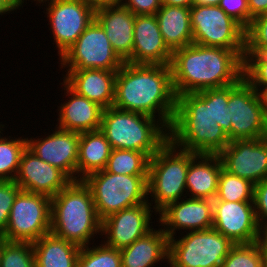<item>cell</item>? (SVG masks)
<instances>
[{"instance_id":"35","label":"cell","mask_w":267,"mask_h":267,"mask_svg":"<svg viewBox=\"0 0 267 267\" xmlns=\"http://www.w3.org/2000/svg\"><path fill=\"white\" fill-rule=\"evenodd\" d=\"M243 78L257 92L267 87V55L264 52H245Z\"/></svg>"},{"instance_id":"45","label":"cell","mask_w":267,"mask_h":267,"mask_svg":"<svg viewBox=\"0 0 267 267\" xmlns=\"http://www.w3.org/2000/svg\"><path fill=\"white\" fill-rule=\"evenodd\" d=\"M162 5L191 7L193 0H161Z\"/></svg>"},{"instance_id":"4","label":"cell","mask_w":267,"mask_h":267,"mask_svg":"<svg viewBox=\"0 0 267 267\" xmlns=\"http://www.w3.org/2000/svg\"><path fill=\"white\" fill-rule=\"evenodd\" d=\"M101 225L91 190L83 180L71 181L51 198L50 232L55 236L86 247L97 234L101 238Z\"/></svg>"},{"instance_id":"24","label":"cell","mask_w":267,"mask_h":267,"mask_svg":"<svg viewBox=\"0 0 267 267\" xmlns=\"http://www.w3.org/2000/svg\"><path fill=\"white\" fill-rule=\"evenodd\" d=\"M223 168L218 154H196L189 163L186 176V193L190 198L214 200L218 179Z\"/></svg>"},{"instance_id":"15","label":"cell","mask_w":267,"mask_h":267,"mask_svg":"<svg viewBox=\"0 0 267 267\" xmlns=\"http://www.w3.org/2000/svg\"><path fill=\"white\" fill-rule=\"evenodd\" d=\"M218 155L233 175L253 184L267 179V137L231 141Z\"/></svg>"},{"instance_id":"44","label":"cell","mask_w":267,"mask_h":267,"mask_svg":"<svg viewBox=\"0 0 267 267\" xmlns=\"http://www.w3.org/2000/svg\"><path fill=\"white\" fill-rule=\"evenodd\" d=\"M80 1L92 6L94 9L121 3V0H80Z\"/></svg>"},{"instance_id":"47","label":"cell","mask_w":267,"mask_h":267,"mask_svg":"<svg viewBox=\"0 0 267 267\" xmlns=\"http://www.w3.org/2000/svg\"><path fill=\"white\" fill-rule=\"evenodd\" d=\"M261 249L264 257V267H267V231L264 232L260 239Z\"/></svg>"},{"instance_id":"28","label":"cell","mask_w":267,"mask_h":267,"mask_svg":"<svg viewBox=\"0 0 267 267\" xmlns=\"http://www.w3.org/2000/svg\"><path fill=\"white\" fill-rule=\"evenodd\" d=\"M33 244L36 267H77L81 247L51 232Z\"/></svg>"},{"instance_id":"36","label":"cell","mask_w":267,"mask_h":267,"mask_svg":"<svg viewBox=\"0 0 267 267\" xmlns=\"http://www.w3.org/2000/svg\"><path fill=\"white\" fill-rule=\"evenodd\" d=\"M228 104V86L220 88H211V114L231 142V118L229 115Z\"/></svg>"},{"instance_id":"17","label":"cell","mask_w":267,"mask_h":267,"mask_svg":"<svg viewBox=\"0 0 267 267\" xmlns=\"http://www.w3.org/2000/svg\"><path fill=\"white\" fill-rule=\"evenodd\" d=\"M54 130L50 135L49 133L45 135V138L27 137V148L41 160L59 168L72 181H77L80 133L57 126Z\"/></svg>"},{"instance_id":"32","label":"cell","mask_w":267,"mask_h":267,"mask_svg":"<svg viewBox=\"0 0 267 267\" xmlns=\"http://www.w3.org/2000/svg\"><path fill=\"white\" fill-rule=\"evenodd\" d=\"M94 241L86 247H81L77 258V267H122L121 253L119 249L101 244L96 245Z\"/></svg>"},{"instance_id":"48","label":"cell","mask_w":267,"mask_h":267,"mask_svg":"<svg viewBox=\"0 0 267 267\" xmlns=\"http://www.w3.org/2000/svg\"><path fill=\"white\" fill-rule=\"evenodd\" d=\"M258 93L262 102L264 113L267 117V87H263Z\"/></svg>"},{"instance_id":"51","label":"cell","mask_w":267,"mask_h":267,"mask_svg":"<svg viewBox=\"0 0 267 267\" xmlns=\"http://www.w3.org/2000/svg\"><path fill=\"white\" fill-rule=\"evenodd\" d=\"M23 4H24V2H26L27 0H20ZM29 1V0H28Z\"/></svg>"},{"instance_id":"46","label":"cell","mask_w":267,"mask_h":267,"mask_svg":"<svg viewBox=\"0 0 267 267\" xmlns=\"http://www.w3.org/2000/svg\"><path fill=\"white\" fill-rule=\"evenodd\" d=\"M221 0H193L192 6H218Z\"/></svg>"},{"instance_id":"10","label":"cell","mask_w":267,"mask_h":267,"mask_svg":"<svg viewBox=\"0 0 267 267\" xmlns=\"http://www.w3.org/2000/svg\"><path fill=\"white\" fill-rule=\"evenodd\" d=\"M193 43L245 50V29L219 6H191Z\"/></svg>"},{"instance_id":"30","label":"cell","mask_w":267,"mask_h":267,"mask_svg":"<svg viewBox=\"0 0 267 267\" xmlns=\"http://www.w3.org/2000/svg\"><path fill=\"white\" fill-rule=\"evenodd\" d=\"M150 158L142 152L112 149L105 170L124 175H148Z\"/></svg>"},{"instance_id":"12","label":"cell","mask_w":267,"mask_h":267,"mask_svg":"<svg viewBox=\"0 0 267 267\" xmlns=\"http://www.w3.org/2000/svg\"><path fill=\"white\" fill-rule=\"evenodd\" d=\"M231 141L266 137V115L259 93L242 77L228 85Z\"/></svg>"},{"instance_id":"26","label":"cell","mask_w":267,"mask_h":267,"mask_svg":"<svg viewBox=\"0 0 267 267\" xmlns=\"http://www.w3.org/2000/svg\"><path fill=\"white\" fill-rule=\"evenodd\" d=\"M155 15L163 40L172 52L193 43L190 7L162 5Z\"/></svg>"},{"instance_id":"43","label":"cell","mask_w":267,"mask_h":267,"mask_svg":"<svg viewBox=\"0 0 267 267\" xmlns=\"http://www.w3.org/2000/svg\"><path fill=\"white\" fill-rule=\"evenodd\" d=\"M23 4L20 0H0V15L11 13L16 9L23 8Z\"/></svg>"},{"instance_id":"29","label":"cell","mask_w":267,"mask_h":267,"mask_svg":"<svg viewBox=\"0 0 267 267\" xmlns=\"http://www.w3.org/2000/svg\"><path fill=\"white\" fill-rule=\"evenodd\" d=\"M4 127L5 125L0 123V180L14 181L22 154L27 148V138L4 137Z\"/></svg>"},{"instance_id":"13","label":"cell","mask_w":267,"mask_h":267,"mask_svg":"<svg viewBox=\"0 0 267 267\" xmlns=\"http://www.w3.org/2000/svg\"><path fill=\"white\" fill-rule=\"evenodd\" d=\"M46 5L53 43L60 58L95 19V9L80 0H33ZM50 1V2H49ZM47 2V3H46ZM48 4V5H47ZM55 42V43H54Z\"/></svg>"},{"instance_id":"42","label":"cell","mask_w":267,"mask_h":267,"mask_svg":"<svg viewBox=\"0 0 267 267\" xmlns=\"http://www.w3.org/2000/svg\"><path fill=\"white\" fill-rule=\"evenodd\" d=\"M250 12V24L252 19L264 15L267 11V0H247Z\"/></svg>"},{"instance_id":"8","label":"cell","mask_w":267,"mask_h":267,"mask_svg":"<svg viewBox=\"0 0 267 267\" xmlns=\"http://www.w3.org/2000/svg\"><path fill=\"white\" fill-rule=\"evenodd\" d=\"M169 239V267H221L235 245L213 227Z\"/></svg>"},{"instance_id":"23","label":"cell","mask_w":267,"mask_h":267,"mask_svg":"<svg viewBox=\"0 0 267 267\" xmlns=\"http://www.w3.org/2000/svg\"><path fill=\"white\" fill-rule=\"evenodd\" d=\"M65 72L63 81L77 94L104 109L113 106L117 71L82 69Z\"/></svg>"},{"instance_id":"49","label":"cell","mask_w":267,"mask_h":267,"mask_svg":"<svg viewBox=\"0 0 267 267\" xmlns=\"http://www.w3.org/2000/svg\"><path fill=\"white\" fill-rule=\"evenodd\" d=\"M1 254H2V236L0 235V264H1Z\"/></svg>"},{"instance_id":"27","label":"cell","mask_w":267,"mask_h":267,"mask_svg":"<svg viewBox=\"0 0 267 267\" xmlns=\"http://www.w3.org/2000/svg\"><path fill=\"white\" fill-rule=\"evenodd\" d=\"M111 150L110 143L100 129L80 133L77 181L84 179L90 173L104 170Z\"/></svg>"},{"instance_id":"22","label":"cell","mask_w":267,"mask_h":267,"mask_svg":"<svg viewBox=\"0 0 267 267\" xmlns=\"http://www.w3.org/2000/svg\"><path fill=\"white\" fill-rule=\"evenodd\" d=\"M60 85H63L65 98L69 99L58 106L56 126L77 133L100 129L104 108L77 94L64 81Z\"/></svg>"},{"instance_id":"25","label":"cell","mask_w":267,"mask_h":267,"mask_svg":"<svg viewBox=\"0 0 267 267\" xmlns=\"http://www.w3.org/2000/svg\"><path fill=\"white\" fill-rule=\"evenodd\" d=\"M122 267H154L158 262H167L169 238L162 227L152 229L131 245L120 249Z\"/></svg>"},{"instance_id":"39","label":"cell","mask_w":267,"mask_h":267,"mask_svg":"<svg viewBox=\"0 0 267 267\" xmlns=\"http://www.w3.org/2000/svg\"><path fill=\"white\" fill-rule=\"evenodd\" d=\"M218 6L245 30L250 26V12L247 0H221Z\"/></svg>"},{"instance_id":"5","label":"cell","mask_w":267,"mask_h":267,"mask_svg":"<svg viewBox=\"0 0 267 267\" xmlns=\"http://www.w3.org/2000/svg\"><path fill=\"white\" fill-rule=\"evenodd\" d=\"M100 130L112 149L134 150L149 158L169 140V129L160 120L114 106L104 109Z\"/></svg>"},{"instance_id":"7","label":"cell","mask_w":267,"mask_h":267,"mask_svg":"<svg viewBox=\"0 0 267 267\" xmlns=\"http://www.w3.org/2000/svg\"><path fill=\"white\" fill-rule=\"evenodd\" d=\"M147 178L148 175L114 174L104 169L90 173L82 180L91 190L97 215L102 221L122 209L149 204Z\"/></svg>"},{"instance_id":"41","label":"cell","mask_w":267,"mask_h":267,"mask_svg":"<svg viewBox=\"0 0 267 267\" xmlns=\"http://www.w3.org/2000/svg\"><path fill=\"white\" fill-rule=\"evenodd\" d=\"M121 3L137 15H154L161 8V0H121Z\"/></svg>"},{"instance_id":"40","label":"cell","mask_w":267,"mask_h":267,"mask_svg":"<svg viewBox=\"0 0 267 267\" xmlns=\"http://www.w3.org/2000/svg\"><path fill=\"white\" fill-rule=\"evenodd\" d=\"M256 218L263 232L267 231V179L254 185Z\"/></svg>"},{"instance_id":"20","label":"cell","mask_w":267,"mask_h":267,"mask_svg":"<svg viewBox=\"0 0 267 267\" xmlns=\"http://www.w3.org/2000/svg\"><path fill=\"white\" fill-rule=\"evenodd\" d=\"M132 64L170 65L172 51L163 40L156 15H137L133 29Z\"/></svg>"},{"instance_id":"21","label":"cell","mask_w":267,"mask_h":267,"mask_svg":"<svg viewBox=\"0 0 267 267\" xmlns=\"http://www.w3.org/2000/svg\"><path fill=\"white\" fill-rule=\"evenodd\" d=\"M135 18L122 3L95 9V20L104 29L114 52L127 63H132Z\"/></svg>"},{"instance_id":"50","label":"cell","mask_w":267,"mask_h":267,"mask_svg":"<svg viewBox=\"0 0 267 267\" xmlns=\"http://www.w3.org/2000/svg\"><path fill=\"white\" fill-rule=\"evenodd\" d=\"M266 137H267V117H266Z\"/></svg>"},{"instance_id":"16","label":"cell","mask_w":267,"mask_h":267,"mask_svg":"<svg viewBox=\"0 0 267 267\" xmlns=\"http://www.w3.org/2000/svg\"><path fill=\"white\" fill-rule=\"evenodd\" d=\"M154 212L150 204H139L108 216L102 220L101 238L104 235L105 239L102 242L119 250L131 245L153 229Z\"/></svg>"},{"instance_id":"1","label":"cell","mask_w":267,"mask_h":267,"mask_svg":"<svg viewBox=\"0 0 267 267\" xmlns=\"http://www.w3.org/2000/svg\"><path fill=\"white\" fill-rule=\"evenodd\" d=\"M176 102L170 65L124 62L117 71L114 107L155 117L169 129Z\"/></svg>"},{"instance_id":"3","label":"cell","mask_w":267,"mask_h":267,"mask_svg":"<svg viewBox=\"0 0 267 267\" xmlns=\"http://www.w3.org/2000/svg\"><path fill=\"white\" fill-rule=\"evenodd\" d=\"M169 141L196 154H219L230 139L211 114V88L177 96Z\"/></svg>"},{"instance_id":"14","label":"cell","mask_w":267,"mask_h":267,"mask_svg":"<svg viewBox=\"0 0 267 267\" xmlns=\"http://www.w3.org/2000/svg\"><path fill=\"white\" fill-rule=\"evenodd\" d=\"M213 228L234 244L255 243L264 234L256 218L254 201H213Z\"/></svg>"},{"instance_id":"9","label":"cell","mask_w":267,"mask_h":267,"mask_svg":"<svg viewBox=\"0 0 267 267\" xmlns=\"http://www.w3.org/2000/svg\"><path fill=\"white\" fill-rule=\"evenodd\" d=\"M51 231V198L20 190L13 202L5 232L10 242L33 243Z\"/></svg>"},{"instance_id":"31","label":"cell","mask_w":267,"mask_h":267,"mask_svg":"<svg viewBox=\"0 0 267 267\" xmlns=\"http://www.w3.org/2000/svg\"><path fill=\"white\" fill-rule=\"evenodd\" d=\"M254 185L250 180L233 175L222 168L217 195L212 201H254Z\"/></svg>"},{"instance_id":"11","label":"cell","mask_w":267,"mask_h":267,"mask_svg":"<svg viewBox=\"0 0 267 267\" xmlns=\"http://www.w3.org/2000/svg\"><path fill=\"white\" fill-rule=\"evenodd\" d=\"M58 60L60 69L66 70L118 71L124 63L114 52L104 29L95 19Z\"/></svg>"},{"instance_id":"2","label":"cell","mask_w":267,"mask_h":267,"mask_svg":"<svg viewBox=\"0 0 267 267\" xmlns=\"http://www.w3.org/2000/svg\"><path fill=\"white\" fill-rule=\"evenodd\" d=\"M245 50L192 43L173 51L170 63L176 96L236 84L243 77Z\"/></svg>"},{"instance_id":"37","label":"cell","mask_w":267,"mask_h":267,"mask_svg":"<svg viewBox=\"0 0 267 267\" xmlns=\"http://www.w3.org/2000/svg\"><path fill=\"white\" fill-rule=\"evenodd\" d=\"M267 51V16L260 15L252 19L245 30V52Z\"/></svg>"},{"instance_id":"19","label":"cell","mask_w":267,"mask_h":267,"mask_svg":"<svg viewBox=\"0 0 267 267\" xmlns=\"http://www.w3.org/2000/svg\"><path fill=\"white\" fill-rule=\"evenodd\" d=\"M14 181L21 190L52 198L72 180L59 168L41 160L26 148Z\"/></svg>"},{"instance_id":"6","label":"cell","mask_w":267,"mask_h":267,"mask_svg":"<svg viewBox=\"0 0 267 267\" xmlns=\"http://www.w3.org/2000/svg\"><path fill=\"white\" fill-rule=\"evenodd\" d=\"M196 153L177 148L169 140L150 158L147 178L148 203L159 214L183 199L190 160ZM182 197V198H181ZM151 198V200L149 199Z\"/></svg>"},{"instance_id":"33","label":"cell","mask_w":267,"mask_h":267,"mask_svg":"<svg viewBox=\"0 0 267 267\" xmlns=\"http://www.w3.org/2000/svg\"><path fill=\"white\" fill-rule=\"evenodd\" d=\"M221 267H264L260 241L251 244H235Z\"/></svg>"},{"instance_id":"34","label":"cell","mask_w":267,"mask_h":267,"mask_svg":"<svg viewBox=\"0 0 267 267\" xmlns=\"http://www.w3.org/2000/svg\"><path fill=\"white\" fill-rule=\"evenodd\" d=\"M0 267H36L33 244L10 242L2 237Z\"/></svg>"},{"instance_id":"38","label":"cell","mask_w":267,"mask_h":267,"mask_svg":"<svg viewBox=\"0 0 267 267\" xmlns=\"http://www.w3.org/2000/svg\"><path fill=\"white\" fill-rule=\"evenodd\" d=\"M20 190L15 181L0 180V235L6 230L11 207Z\"/></svg>"},{"instance_id":"18","label":"cell","mask_w":267,"mask_h":267,"mask_svg":"<svg viewBox=\"0 0 267 267\" xmlns=\"http://www.w3.org/2000/svg\"><path fill=\"white\" fill-rule=\"evenodd\" d=\"M156 222L163 232L172 238L177 231H201L213 227V201L184 197L169 204L159 214Z\"/></svg>"}]
</instances>
